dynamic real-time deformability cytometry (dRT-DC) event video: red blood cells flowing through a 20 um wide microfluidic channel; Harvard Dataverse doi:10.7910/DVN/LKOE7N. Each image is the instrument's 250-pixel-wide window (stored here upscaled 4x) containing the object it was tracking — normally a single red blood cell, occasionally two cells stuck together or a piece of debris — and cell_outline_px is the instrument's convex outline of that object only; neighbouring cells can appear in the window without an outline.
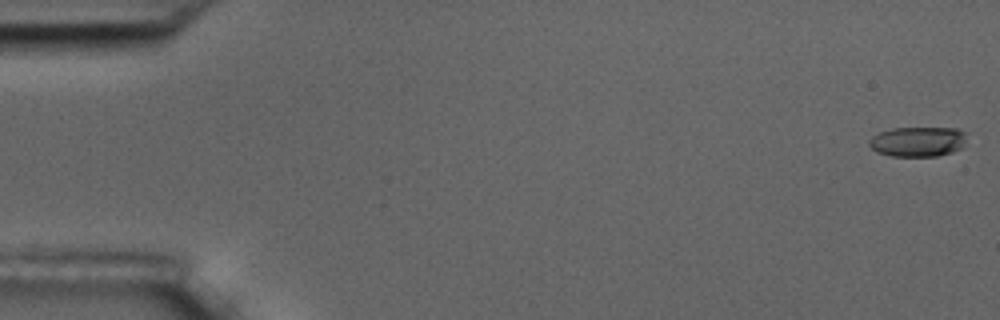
{"species": "common noctule bat (a hibernating species)", "species_latin": "Nyctalus noctula", "temperature_condition": "room temperature", "stored_images_in_passage": 10, "camera_frame_rate_fps": 3000, "um_per_image_px": 0.085, "animal": {"sex": "male", "body_mass_g": 17.5, "forearm_length_mm": 52.3}, "frame": {"image": 1, "passage_image": 1, "time_ms": 0.0, "image_size_px": [1000, 320], "cell_outline_px": [[968, 132], [964, 144], [960, 148], [952, 152], [936, 156], [892, 156], [876, 152], [868, 144], [868, 140], [872, 136], [880, 132], [892, 128], [956, 128]], "centroid_in_image_um": [78.02, 12.03], "position_along_channel_um": 7.0, "area_um2": 17.17}}
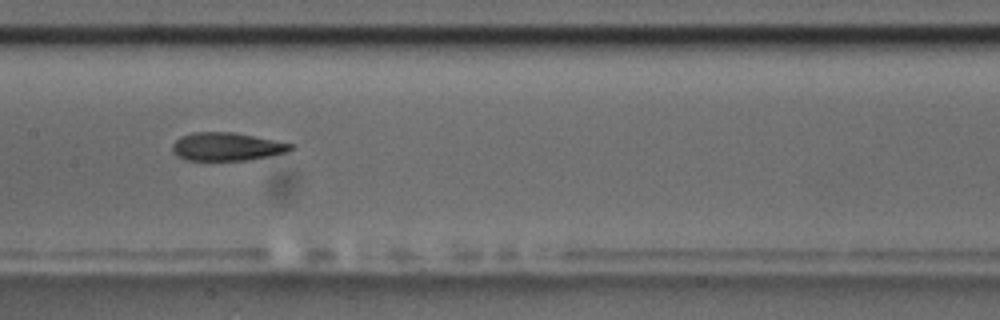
{"frame": {"image": 2, "passage_image": 9, "time_ms": 9.333, "image_size_px": [1000, 320], "cell_outline_px": [[296, 148], [288, 152], [272, 156], [248, 160], [188, 160], [176, 156], [172, 152], [172, 144], [180, 136], [192, 132], [236, 132], [296, 144]], "centroid_in_image_um": [19.33, 12.46], "position_along_channel_um": 188.1, "area_um2": 19.88}}
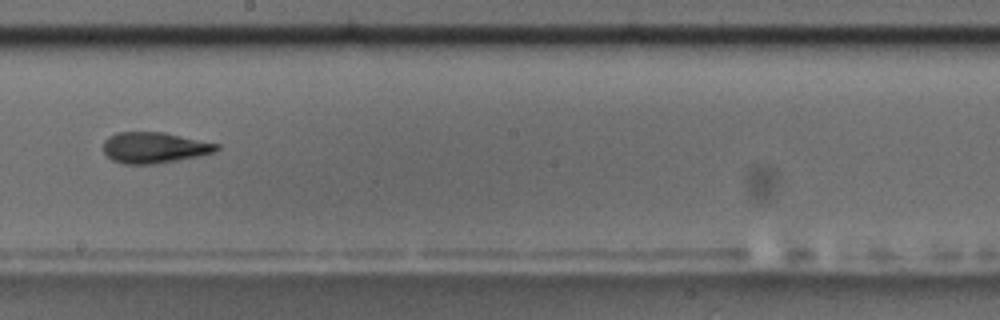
{"frame": {"image": 3, "passage_image": 10, "time_ms": 10.667, "image_size_px": [1000, 320], "cell_outline_px": [[220, 148], [216, 152], [200, 156], [156, 164], [124, 164], [112, 160], [104, 152], [104, 140], [108, 136], [116, 132], [164, 132], [220, 144]], "centroid_in_image_um": [13.14, 12.55], "position_along_channel_um": 235.1, "area_um2": 20.63}}